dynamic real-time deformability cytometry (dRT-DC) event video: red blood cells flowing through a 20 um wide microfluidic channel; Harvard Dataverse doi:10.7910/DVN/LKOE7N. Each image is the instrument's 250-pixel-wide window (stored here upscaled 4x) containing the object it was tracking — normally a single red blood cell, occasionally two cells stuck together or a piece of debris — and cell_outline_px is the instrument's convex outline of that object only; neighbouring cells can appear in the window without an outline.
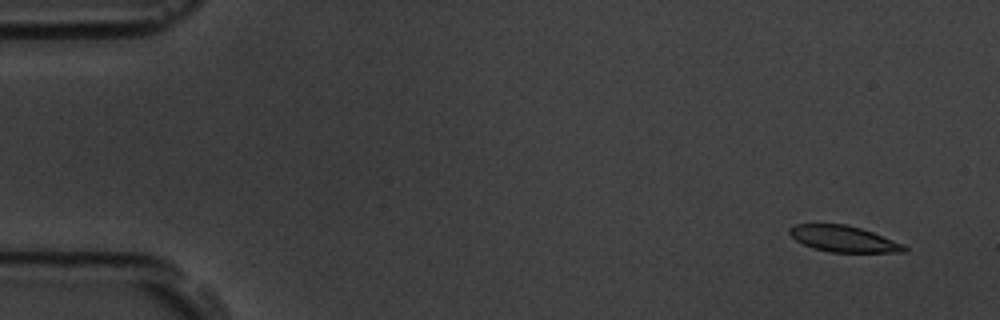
{"species": "common noctule bat (a hibernating species)", "species_latin": "Nyctalus noctula", "temperature_condition": "room temperature", "stored_images_in_passage": 5, "camera_frame_rate_fps": 3000, "um_per_image_px": 0.085, "animal": {"sex": "male", "body_mass_g": 19.5, "forearm_length_mm": 54.6}, "frame": {"image": 1, "passage_image": 1, "time_ms": 0.0, "image_size_px": [1000, 320], "cell_outline_px": [[908, 252], [828, 252], [812, 248], [796, 240], [788, 232], [788, 228], [796, 224], [844, 224], [860, 228], [872, 232], [904, 244], [908, 248]], "centroid_in_image_um": [71.7, 20.31], "position_along_channel_um": 13.3, "area_um2": 17.46}}
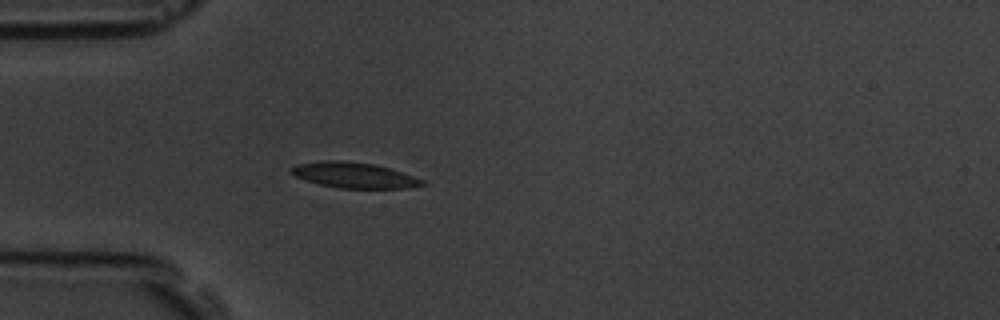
{"frame": {"image": 2, "passage_image": 5, "time_ms": 1.333, "image_size_px": [1000, 320], "cell_outline_px": [[428, 184], [408, 188], [340, 188], [320, 184], [304, 180], [288, 172], [288, 168], [296, 164], [320, 160], [340, 160], [372, 164], [388, 168], [424, 180]], "centroid_in_image_um": [30.03, 14.88], "position_along_channel_um": 55.0, "area_um2": 19.54}}